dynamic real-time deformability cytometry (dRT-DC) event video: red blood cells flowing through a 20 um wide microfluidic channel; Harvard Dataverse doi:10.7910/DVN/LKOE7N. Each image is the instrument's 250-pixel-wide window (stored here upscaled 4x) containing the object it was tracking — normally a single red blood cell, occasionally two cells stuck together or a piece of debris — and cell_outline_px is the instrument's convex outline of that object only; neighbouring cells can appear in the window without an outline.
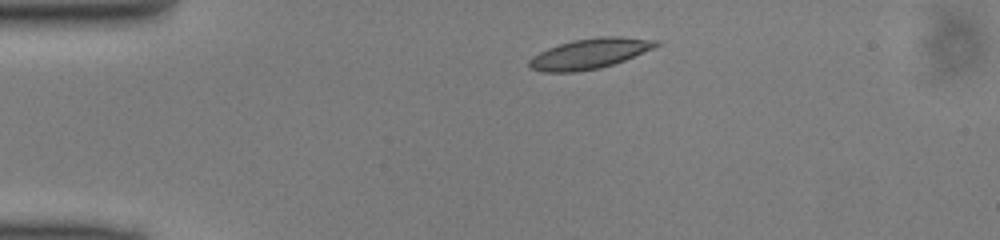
{"species": "common noctule bat (a hibernating species)", "species_latin": "Nyctalus noctula", "temperature_condition": "cold", "stored_images_in_passage": 40, "camera_frame_rate_fps": 3000, "um_per_image_px": 0.085, "animal": {"sex": "male", "body_mass_g": 13.0, "forearm_length_mm": 53.1}, "frame": {"image": 1, "passage_image": 1, "time_ms": 0.0, "image_size_px": [1000, 240], "cell_outline_px": [[660, 44], [652, 48], [624, 60], [600, 68], [576, 72], [540, 72], [528, 68], [528, 60], [532, 56], [548, 48], [572, 40], [600, 36], [620, 36], [660, 40]], "centroid_in_image_um": [50.08, 4.56], "position_along_channel_um": 34.9, "area_um2": 22.43}}
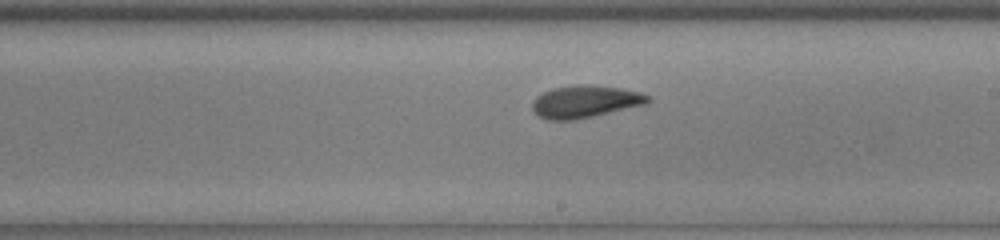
{"frame": {"image": 2, "passage_image": 19, "time_ms": 6.0, "image_size_px": [1000, 240], "cell_outline_px": [[652, 100], [648, 104], [576, 120], [548, 120], [540, 116], [532, 108], [532, 100], [536, 96], [552, 88], [580, 84], [588, 84], [624, 88], [640, 92], [652, 96]], "centroid_in_image_um": [49.8, 8.63], "position_along_channel_um": 239.2, "area_um2": 22.14}}
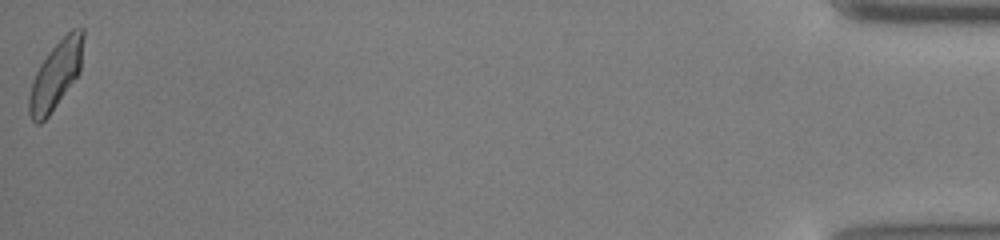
{"frame": {"image": 3, "passage_image": 40, "time_ms": 13.0, "image_size_px": [1000, 240], "cell_outline_px": [[84, 36], [80, 72], [48, 116], [40, 124], [36, 124], [32, 120], [28, 112], [28, 96], [32, 80], [40, 64], [48, 52], [72, 28], [84, 28]], "centroid_in_image_um": [4.73, 6.37], "position_along_channel_um": 430.5, "area_um2": 21.27}}